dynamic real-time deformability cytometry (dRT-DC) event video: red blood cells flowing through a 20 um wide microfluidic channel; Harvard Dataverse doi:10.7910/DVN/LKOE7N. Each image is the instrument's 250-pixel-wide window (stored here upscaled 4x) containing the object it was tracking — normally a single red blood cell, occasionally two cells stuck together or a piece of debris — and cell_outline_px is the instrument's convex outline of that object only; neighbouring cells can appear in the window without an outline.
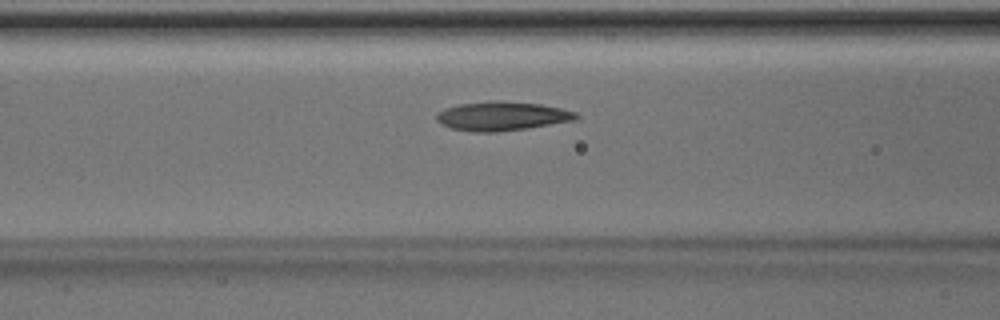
{"species": "Egyptian fruit bat (a non-hibernating species)", "species_latin": "Rousettus aegyptiacus", "temperature_condition": "room temperature", "stored_images_in_passage": 28, "camera_frame_rate_fps": 3000, "um_per_image_px": 0.085, "animal": {"sex": "male"}, "frame": {"image": 1, "passage_image": 7, "time_ms": 2.0, "image_size_px": [1000, 320], "cell_outline_px": [[580, 116], [576, 120], [528, 128], [496, 132], [472, 132], [452, 128], [440, 124], [436, 120], [436, 112], [444, 108], [460, 104], [492, 100], [496, 100], [540, 104], [560, 108], [576, 112]], "centroid_in_image_um": [42.65, 9.87], "position_along_channel_um": 124.0, "area_um2": 23.76}}
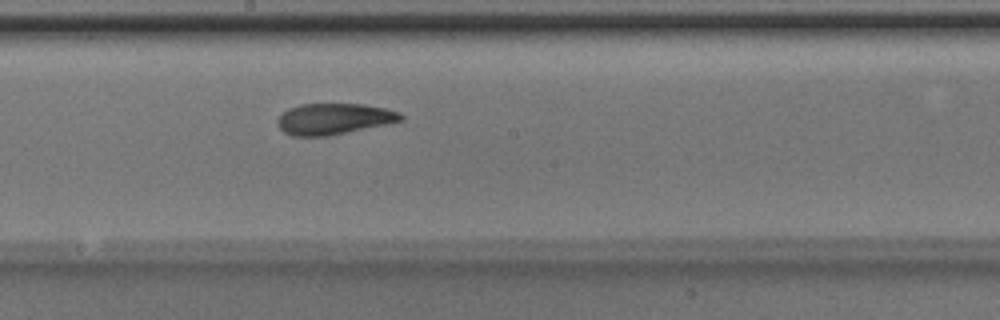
{"frame": {"image": 2, "passage_image": 14, "time_ms": 4.333, "image_size_px": [1000, 320], "cell_outline_px": [[404, 120], [348, 132], [328, 136], [292, 136], [284, 132], [276, 124], [276, 120], [288, 108], [300, 104], [364, 104], [388, 108], [400, 112], [404, 116]], "centroid_in_image_um": [28.39, 10.1], "position_along_channel_um": 219.8, "area_um2": 22.48}}
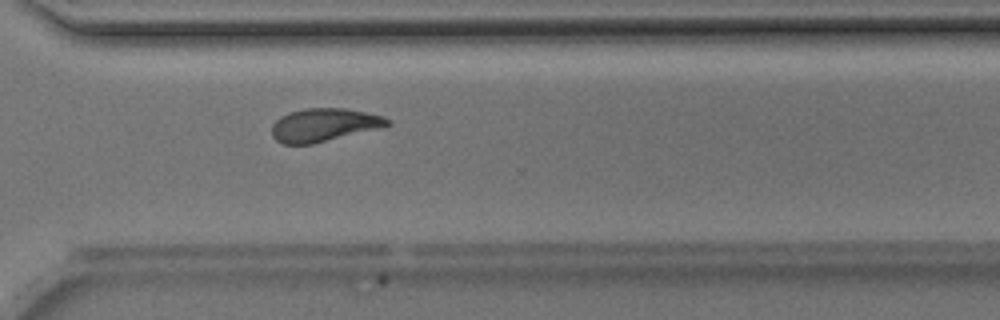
{"frame": {"image": 3, "passage_image": 23, "time_ms": 7.333, "image_size_px": [1000, 320], "cell_outline_px": [[392, 124], [384, 128], [312, 144], [280, 144], [272, 136], [272, 124], [280, 116], [288, 112], [304, 108], [344, 108], [364, 112], [380, 116], [392, 120]], "centroid_in_image_um": [27.55, 10.63], "position_along_channel_um": 343.1, "area_um2": 22.66}}